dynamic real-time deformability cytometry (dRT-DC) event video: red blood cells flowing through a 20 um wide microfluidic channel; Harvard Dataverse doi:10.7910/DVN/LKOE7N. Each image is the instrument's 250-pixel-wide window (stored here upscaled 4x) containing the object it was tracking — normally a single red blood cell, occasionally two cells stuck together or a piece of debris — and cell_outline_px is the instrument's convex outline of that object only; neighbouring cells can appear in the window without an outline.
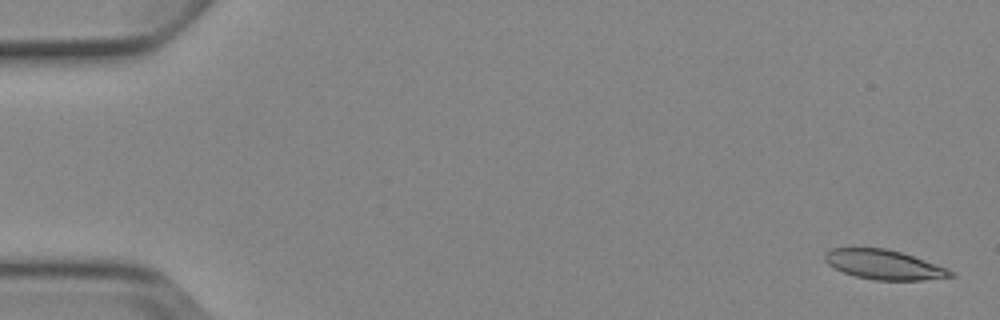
{"species": "Egyptian fruit bat (a non-hibernating species)", "species_latin": "Rousettus aegyptiacus", "temperature_condition": "cold", "stored_images_in_passage": 4, "camera_frame_rate_fps": 3000, "um_per_image_px": 0.085, "animal": {"sex": "female"}, "frame": {"image": 1, "passage_image": 1, "time_ms": 0.0, "image_size_px": [1000, 320], "cell_outline_px": [[956, 276], [920, 280], [876, 280], [856, 276], [844, 272], [828, 264], [824, 260], [824, 252], [832, 248], [884, 248], [900, 252], [948, 268], [956, 272]], "centroid_in_image_um": [75.15, 22.49], "position_along_channel_um": 9.8, "area_um2": 21.5}}
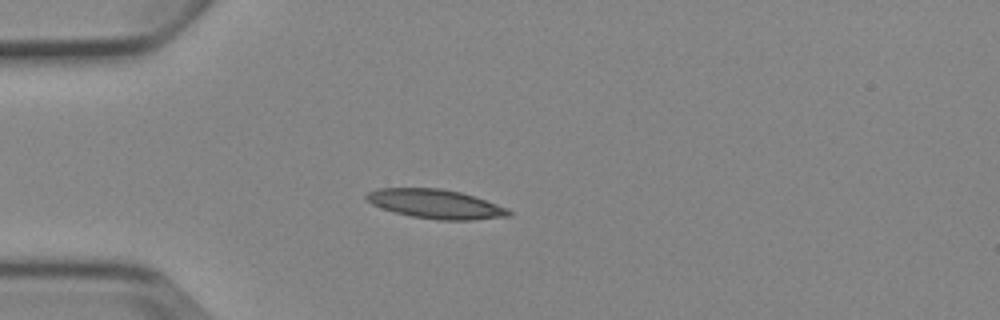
{"frame": {"image": 2, "passage_image": 4, "time_ms": 4.333, "image_size_px": [1000, 320], "cell_outline_px": [[512, 216], [472, 220], [440, 220], [412, 216], [396, 212], [372, 204], [364, 196], [368, 192], [376, 188], [440, 188], [460, 192], [508, 208], [512, 212]], "centroid_in_image_um": [37.05, 17.34], "position_along_channel_um": 48.0, "area_um2": 23.93}}